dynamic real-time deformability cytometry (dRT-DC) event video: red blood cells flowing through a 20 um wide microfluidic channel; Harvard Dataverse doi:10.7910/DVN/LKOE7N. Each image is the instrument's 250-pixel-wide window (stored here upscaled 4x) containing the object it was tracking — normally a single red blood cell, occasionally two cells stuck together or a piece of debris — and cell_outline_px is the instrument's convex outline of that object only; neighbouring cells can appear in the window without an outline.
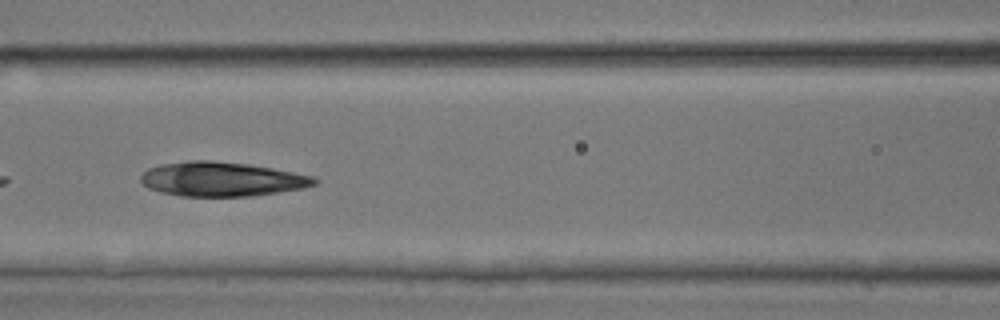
{"species": "common noctule bat (a hibernating species)", "species_latin": "Nyctalus noctula", "temperature_condition": "room temperature", "stored_images_in_passage": 35, "camera_frame_rate_fps": 3000, "um_per_image_px": 0.085, "animal": {"sex": "male", "body_mass_g": 17.9, "forearm_length_mm": 54.2}, "frame": {"image": 1, "passage_image": 20, "time_ms": 6.333, "image_size_px": [1000, 320], "cell_outline_px": [[320, 180], [316, 184], [304, 188], [280, 192], [252, 196], [180, 196], [160, 192], [148, 188], [140, 180], [140, 176], [148, 168], [160, 164], [188, 160], [212, 160], [248, 164], [272, 168], [312, 176]], "centroid_in_image_um": [18.84, 15.22], "position_along_channel_um": 147.8, "area_um2": 34.91}}